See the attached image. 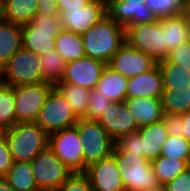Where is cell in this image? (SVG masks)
Returning a JSON list of instances; mask_svg holds the SVG:
<instances>
[{
  "label": "cell",
  "instance_id": "1",
  "mask_svg": "<svg viewBox=\"0 0 190 191\" xmlns=\"http://www.w3.org/2000/svg\"><path fill=\"white\" fill-rule=\"evenodd\" d=\"M85 55L109 63L125 43V28L108 15L82 34Z\"/></svg>",
  "mask_w": 190,
  "mask_h": 191
},
{
  "label": "cell",
  "instance_id": "2",
  "mask_svg": "<svg viewBox=\"0 0 190 191\" xmlns=\"http://www.w3.org/2000/svg\"><path fill=\"white\" fill-rule=\"evenodd\" d=\"M14 162H31L48 147L49 135L35 122L17 123L1 132Z\"/></svg>",
  "mask_w": 190,
  "mask_h": 191
},
{
  "label": "cell",
  "instance_id": "3",
  "mask_svg": "<svg viewBox=\"0 0 190 191\" xmlns=\"http://www.w3.org/2000/svg\"><path fill=\"white\" fill-rule=\"evenodd\" d=\"M0 79L13 87L45 82L41 56L22 47L0 69Z\"/></svg>",
  "mask_w": 190,
  "mask_h": 191
},
{
  "label": "cell",
  "instance_id": "4",
  "mask_svg": "<svg viewBox=\"0 0 190 191\" xmlns=\"http://www.w3.org/2000/svg\"><path fill=\"white\" fill-rule=\"evenodd\" d=\"M112 155L126 191H144L159 184L151 161L144 156L122 152L116 146Z\"/></svg>",
  "mask_w": 190,
  "mask_h": 191
},
{
  "label": "cell",
  "instance_id": "5",
  "mask_svg": "<svg viewBox=\"0 0 190 191\" xmlns=\"http://www.w3.org/2000/svg\"><path fill=\"white\" fill-rule=\"evenodd\" d=\"M62 30L59 16L36 14L30 23L22 25L23 48L40 56L54 51L55 38Z\"/></svg>",
  "mask_w": 190,
  "mask_h": 191
},
{
  "label": "cell",
  "instance_id": "6",
  "mask_svg": "<svg viewBox=\"0 0 190 191\" xmlns=\"http://www.w3.org/2000/svg\"><path fill=\"white\" fill-rule=\"evenodd\" d=\"M74 127L83 142L84 171L93 163L113 154L115 140L108 135L99 121L80 118Z\"/></svg>",
  "mask_w": 190,
  "mask_h": 191
},
{
  "label": "cell",
  "instance_id": "7",
  "mask_svg": "<svg viewBox=\"0 0 190 191\" xmlns=\"http://www.w3.org/2000/svg\"><path fill=\"white\" fill-rule=\"evenodd\" d=\"M163 34L159 19L155 22L128 25L125 27V42L159 63L165 60L169 53Z\"/></svg>",
  "mask_w": 190,
  "mask_h": 191
},
{
  "label": "cell",
  "instance_id": "8",
  "mask_svg": "<svg viewBox=\"0 0 190 191\" xmlns=\"http://www.w3.org/2000/svg\"><path fill=\"white\" fill-rule=\"evenodd\" d=\"M80 118L72 106L53 87L35 121L48 135L63 129L74 127Z\"/></svg>",
  "mask_w": 190,
  "mask_h": 191
},
{
  "label": "cell",
  "instance_id": "9",
  "mask_svg": "<svg viewBox=\"0 0 190 191\" xmlns=\"http://www.w3.org/2000/svg\"><path fill=\"white\" fill-rule=\"evenodd\" d=\"M31 165L39 191H56L73 174L49 146L34 157Z\"/></svg>",
  "mask_w": 190,
  "mask_h": 191
},
{
  "label": "cell",
  "instance_id": "10",
  "mask_svg": "<svg viewBox=\"0 0 190 191\" xmlns=\"http://www.w3.org/2000/svg\"><path fill=\"white\" fill-rule=\"evenodd\" d=\"M48 146L73 173L84 172L83 142L75 127L49 134Z\"/></svg>",
  "mask_w": 190,
  "mask_h": 191
},
{
  "label": "cell",
  "instance_id": "11",
  "mask_svg": "<svg viewBox=\"0 0 190 191\" xmlns=\"http://www.w3.org/2000/svg\"><path fill=\"white\" fill-rule=\"evenodd\" d=\"M53 87L48 82L14 87L16 124L35 122Z\"/></svg>",
  "mask_w": 190,
  "mask_h": 191
},
{
  "label": "cell",
  "instance_id": "12",
  "mask_svg": "<svg viewBox=\"0 0 190 191\" xmlns=\"http://www.w3.org/2000/svg\"><path fill=\"white\" fill-rule=\"evenodd\" d=\"M107 16V3L91 0L85 7L59 13V21L64 30L82 35Z\"/></svg>",
  "mask_w": 190,
  "mask_h": 191
},
{
  "label": "cell",
  "instance_id": "13",
  "mask_svg": "<svg viewBox=\"0 0 190 191\" xmlns=\"http://www.w3.org/2000/svg\"><path fill=\"white\" fill-rule=\"evenodd\" d=\"M83 174L92 191H126L113 155L88 166Z\"/></svg>",
  "mask_w": 190,
  "mask_h": 191
},
{
  "label": "cell",
  "instance_id": "14",
  "mask_svg": "<svg viewBox=\"0 0 190 191\" xmlns=\"http://www.w3.org/2000/svg\"><path fill=\"white\" fill-rule=\"evenodd\" d=\"M106 63L84 56L83 58L66 63L61 82L77 85L89 91L94 89L99 81Z\"/></svg>",
  "mask_w": 190,
  "mask_h": 191
},
{
  "label": "cell",
  "instance_id": "15",
  "mask_svg": "<svg viewBox=\"0 0 190 191\" xmlns=\"http://www.w3.org/2000/svg\"><path fill=\"white\" fill-rule=\"evenodd\" d=\"M146 0H110L107 15L124 28L128 25L155 22L157 17L145 5Z\"/></svg>",
  "mask_w": 190,
  "mask_h": 191
},
{
  "label": "cell",
  "instance_id": "16",
  "mask_svg": "<svg viewBox=\"0 0 190 191\" xmlns=\"http://www.w3.org/2000/svg\"><path fill=\"white\" fill-rule=\"evenodd\" d=\"M156 64L157 63L150 56L138 51L125 42L112 56L107 65L129 79L147 72Z\"/></svg>",
  "mask_w": 190,
  "mask_h": 191
},
{
  "label": "cell",
  "instance_id": "17",
  "mask_svg": "<svg viewBox=\"0 0 190 191\" xmlns=\"http://www.w3.org/2000/svg\"><path fill=\"white\" fill-rule=\"evenodd\" d=\"M98 121L115 141L122 135L136 132L139 128L125 101L111 103Z\"/></svg>",
  "mask_w": 190,
  "mask_h": 191
},
{
  "label": "cell",
  "instance_id": "18",
  "mask_svg": "<svg viewBox=\"0 0 190 191\" xmlns=\"http://www.w3.org/2000/svg\"><path fill=\"white\" fill-rule=\"evenodd\" d=\"M162 92V74L157 63L147 72L128 79L126 99L161 98Z\"/></svg>",
  "mask_w": 190,
  "mask_h": 191
},
{
  "label": "cell",
  "instance_id": "19",
  "mask_svg": "<svg viewBox=\"0 0 190 191\" xmlns=\"http://www.w3.org/2000/svg\"><path fill=\"white\" fill-rule=\"evenodd\" d=\"M164 35V44L167 51L190 40V20L183 12L175 16L159 19Z\"/></svg>",
  "mask_w": 190,
  "mask_h": 191
},
{
  "label": "cell",
  "instance_id": "20",
  "mask_svg": "<svg viewBox=\"0 0 190 191\" xmlns=\"http://www.w3.org/2000/svg\"><path fill=\"white\" fill-rule=\"evenodd\" d=\"M138 127L156 123L163 118L161 98H131L125 100Z\"/></svg>",
  "mask_w": 190,
  "mask_h": 191
},
{
  "label": "cell",
  "instance_id": "21",
  "mask_svg": "<svg viewBox=\"0 0 190 191\" xmlns=\"http://www.w3.org/2000/svg\"><path fill=\"white\" fill-rule=\"evenodd\" d=\"M137 131L141 136L144 157L149 161L157 159L161 154L162 145L169 137L164 122L161 120L156 123L144 125L139 127Z\"/></svg>",
  "mask_w": 190,
  "mask_h": 191
},
{
  "label": "cell",
  "instance_id": "22",
  "mask_svg": "<svg viewBox=\"0 0 190 191\" xmlns=\"http://www.w3.org/2000/svg\"><path fill=\"white\" fill-rule=\"evenodd\" d=\"M164 113L181 115L190 110V83L163 85L161 95Z\"/></svg>",
  "mask_w": 190,
  "mask_h": 191
},
{
  "label": "cell",
  "instance_id": "23",
  "mask_svg": "<svg viewBox=\"0 0 190 191\" xmlns=\"http://www.w3.org/2000/svg\"><path fill=\"white\" fill-rule=\"evenodd\" d=\"M23 47L22 25L0 22V69Z\"/></svg>",
  "mask_w": 190,
  "mask_h": 191
},
{
  "label": "cell",
  "instance_id": "24",
  "mask_svg": "<svg viewBox=\"0 0 190 191\" xmlns=\"http://www.w3.org/2000/svg\"><path fill=\"white\" fill-rule=\"evenodd\" d=\"M128 79L111 69L108 65L101 74L95 89L102 93L110 102H124Z\"/></svg>",
  "mask_w": 190,
  "mask_h": 191
},
{
  "label": "cell",
  "instance_id": "25",
  "mask_svg": "<svg viewBox=\"0 0 190 191\" xmlns=\"http://www.w3.org/2000/svg\"><path fill=\"white\" fill-rule=\"evenodd\" d=\"M3 20L25 25L37 14V0H1Z\"/></svg>",
  "mask_w": 190,
  "mask_h": 191
},
{
  "label": "cell",
  "instance_id": "26",
  "mask_svg": "<svg viewBox=\"0 0 190 191\" xmlns=\"http://www.w3.org/2000/svg\"><path fill=\"white\" fill-rule=\"evenodd\" d=\"M55 48L66 63L86 56L82 35L64 29L55 38Z\"/></svg>",
  "mask_w": 190,
  "mask_h": 191
},
{
  "label": "cell",
  "instance_id": "27",
  "mask_svg": "<svg viewBox=\"0 0 190 191\" xmlns=\"http://www.w3.org/2000/svg\"><path fill=\"white\" fill-rule=\"evenodd\" d=\"M4 177L15 191H39L32 173L31 162H13Z\"/></svg>",
  "mask_w": 190,
  "mask_h": 191
},
{
  "label": "cell",
  "instance_id": "28",
  "mask_svg": "<svg viewBox=\"0 0 190 191\" xmlns=\"http://www.w3.org/2000/svg\"><path fill=\"white\" fill-rule=\"evenodd\" d=\"M54 87L72 106L73 111L79 118H83L87 111L90 91L73 84L58 82Z\"/></svg>",
  "mask_w": 190,
  "mask_h": 191
},
{
  "label": "cell",
  "instance_id": "29",
  "mask_svg": "<svg viewBox=\"0 0 190 191\" xmlns=\"http://www.w3.org/2000/svg\"><path fill=\"white\" fill-rule=\"evenodd\" d=\"M187 161L159 156L151 161L159 184H167L187 169Z\"/></svg>",
  "mask_w": 190,
  "mask_h": 191
},
{
  "label": "cell",
  "instance_id": "30",
  "mask_svg": "<svg viewBox=\"0 0 190 191\" xmlns=\"http://www.w3.org/2000/svg\"><path fill=\"white\" fill-rule=\"evenodd\" d=\"M14 87L0 82V132L16 124Z\"/></svg>",
  "mask_w": 190,
  "mask_h": 191
},
{
  "label": "cell",
  "instance_id": "31",
  "mask_svg": "<svg viewBox=\"0 0 190 191\" xmlns=\"http://www.w3.org/2000/svg\"><path fill=\"white\" fill-rule=\"evenodd\" d=\"M44 81L55 85L64 76L66 62L56 50L41 55Z\"/></svg>",
  "mask_w": 190,
  "mask_h": 191
},
{
  "label": "cell",
  "instance_id": "32",
  "mask_svg": "<svg viewBox=\"0 0 190 191\" xmlns=\"http://www.w3.org/2000/svg\"><path fill=\"white\" fill-rule=\"evenodd\" d=\"M189 0H146L145 5L157 19L186 12Z\"/></svg>",
  "mask_w": 190,
  "mask_h": 191
},
{
  "label": "cell",
  "instance_id": "33",
  "mask_svg": "<svg viewBox=\"0 0 190 191\" xmlns=\"http://www.w3.org/2000/svg\"><path fill=\"white\" fill-rule=\"evenodd\" d=\"M160 156L175 158L179 160L190 159V142L182 136H170L162 145Z\"/></svg>",
  "mask_w": 190,
  "mask_h": 191
},
{
  "label": "cell",
  "instance_id": "34",
  "mask_svg": "<svg viewBox=\"0 0 190 191\" xmlns=\"http://www.w3.org/2000/svg\"><path fill=\"white\" fill-rule=\"evenodd\" d=\"M163 85H183L190 83V68L175 63H158Z\"/></svg>",
  "mask_w": 190,
  "mask_h": 191
},
{
  "label": "cell",
  "instance_id": "35",
  "mask_svg": "<svg viewBox=\"0 0 190 191\" xmlns=\"http://www.w3.org/2000/svg\"><path fill=\"white\" fill-rule=\"evenodd\" d=\"M112 102L102 95L97 89L90 91L87 111L83 118L98 121Z\"/></svg>",
  "mask_w": 190,
  "mask_h": 191
},
{
  "label": "cell",
  "instance_id": "36",
  "mask_svg": "<svg viewBox=\"0 0 190 191\" xmlns=\"http://www.w3.org/2000/svg\"><path fill=\"white\" fill-rule=\"evenodd\" d=\"M115 146L122 152L144 156L141 146V136L138 131L120 136Z\"/></svg>",
  "mask_w": 190,
  "mask_h": 191
},
{
  "label": "cell",
  "instance_id": "37",
  "mask_svg": "<svg viewBox=\"0 0 190 191\" xmlns=\"http://www.w3.org/2000/svg\"><path fill=\"white\" fill-rule=\"evenodd\" d=\"M159 63H175L190 68V40L169 51L165 60Z\"/></svg>",
  "mask_w": 190,
  "mask_h": 191
},
{
  "label": "cell",
  "instance_id": "38",
  "mask_svg": "<svg viewBox=\"0 0 190 191\" xmlns=\"http://www.w3.org/2000/svg\"><path fill=\"white\" fill-rule=\"evenodd\" d=\"M56 191H92L83 173H73Z\"/></svg>",
  "mask_w": 190,
  "mask_h": 191
},
{
  "label": "cell",
  "instance_id": "39",
  "mask_svg": "<svg viewBox=\"0 0 190 191\" xmlns=\"http://www.w3.org/2000/svg\"><path fill=\"white\" fill-rule=\"evenodd\" d=\"M6 137L0 132V177H4L13 164Z\"/></svg>",
  "mask_w": 190,
  "mask_h": 191
},
{
  "label": "cell",
  "instance_id": "40",
  "mask_svg": "<svg viewBox=\"0 0 190 191\" xmlns=\"http://www.w3.org/2000/svg\"><path fill=\"white\" fill-rule=\"evenodd\" d=\"M162 121L164 122L166 130L170 136L183 137L184 128L181 115L164 113Z\"/></svg>",
  "mask_w": 190,
  "mask_h": 191
},
{
  "label": "cell",
  "instance_id": "41",
  "mask_svg": "<svg viewBox=\"0 0 190 191\" xmlns=\"http://www.w3.org/2000/svg\"><path fill=\"white\" fill-rule=\"evenodd\" d=\"M167 191H190V171L186 169L175 179L165 184Z\"/></svg>",
  "mask_w": 190,
  "mask_h": 191
},
{
  "label": "cell",
  "instance_id": "42",
  "mask_svg": "<svg viewBox=\"0 0 190 191\" xmlns=\"http://www.w3.org/2000/svg\"><path fill=\"white\" fill-rule=\"evenodd\" d=\"M37 5V14L59 16L60 10L58 7V0H49V2L37 3Z\"/></svg>",
  "mask_w": 190,
  "mask_h": 191
},
{
  "label": "cell",
  "instance_id": "43",
  "mask_svg": "<svg viewBox=\"0 0 190 191\" xmlns=\"http://www.w3.org/2000/svg\"><path fill=\"white\" fill-rule=\"evenodd\" d=\"M90 1L91 0H58V7L60 12L81 9Z\"/></svg>",
  "mask_w": 190,
  "mask_h": 191
},
{
  "label": "cell",
  "instance_id": "44",
  "mask_svg": "<svg viewBox=\"0 0 190 191\" xmlns=\"http://www.w3.org/2000/svg\"><path fill=\"white\" fill-rule=\"evenodd\" d=\"M183 120L184 135L183 137L190 142V110L187 113L181 114Z\"/></svg>",
  "mask_w": 190,
  "mask_h": 191
},
{
  "label": "cell",
  "instance_id": "45",
  "mask_svg": "<svg viewBox=\"0 0 190 191\" xmlns=\"http://www.w3.org/2000/svg\"><path fill=\"white\" fill-rule=\"evenodd\" d=\"M0 191H15L6 181L5 177H0Z\"/></svg>",
  "mask_w": 190,
  "mask_h": 191
},
{
  "label": "cell",
  "instance_id": "46",
  "mask_svg": "<svg viewBox=\"0 0 190 191\" xmlns=\"http://www.w3.org/2000/svg\"><path fill=\"white\" fill-rule=\"evenodd\" d=\"M144 191H167L165 188V185L163 184H158L157 186L150 187L147 190Z\"/></svg>",
  "mask_w": 190,
  "mask_h": 191
},
{
  "label": "cell",
  "instance_id": "47",
  "mask_svg": "<svg viewBox=\"0 0 190 191\" xmlns=\"http://www.w3.org/2000/svg\"><path fill=\"white\" fill-rule=\"evenodd\" d=\"M185 13L188 15V18H189V20H190V0H189V2H188V7H187V10H186Z\"/></svg>",
  "mask_w": 190,
  "mask_h": 191
},
{
  "label": "cell",
  "instance_id": "48",
  "mask_svg": "<svg viewBox=\"0 0 190 191\" xmlns=\"http://www.w3.org/2000/svg\"><path fill=\"white\" fill-rule=\"evenodd\" d=\"M3 20L2 2L0 1V22Z\"/></svg>",
  "mask_w": 190,
  "mask_h": 191
},
{
  "label": "cell",
  "instance_id": "49",
  "mask_svg": "<svg viewBox=\"0 0 190 191\" xmlns=\"http://www.w3.org/2000/svg\"><path fill=\"white\" fill-rule=\"evenodd\" d=\"M49 2V0H37V3H46Z\"/></svg>",
  "mask_w": 190,
  "mask_h": 191
},
{
  "label": "cell",
  "instance_id": "50",
  "mask_svg": "<svg viewBox=\"0 0 190 191\" xmlns=\"http://www.w3.org/2000/svg\"><path fill=\"white\" fill-rule=\"evenodd\" d=\"M187 169L190 171V159H189V161L187 163Z\"/></svg>",
  "mask_w": 190,
  "mask_h": 191
}]
</instances>
